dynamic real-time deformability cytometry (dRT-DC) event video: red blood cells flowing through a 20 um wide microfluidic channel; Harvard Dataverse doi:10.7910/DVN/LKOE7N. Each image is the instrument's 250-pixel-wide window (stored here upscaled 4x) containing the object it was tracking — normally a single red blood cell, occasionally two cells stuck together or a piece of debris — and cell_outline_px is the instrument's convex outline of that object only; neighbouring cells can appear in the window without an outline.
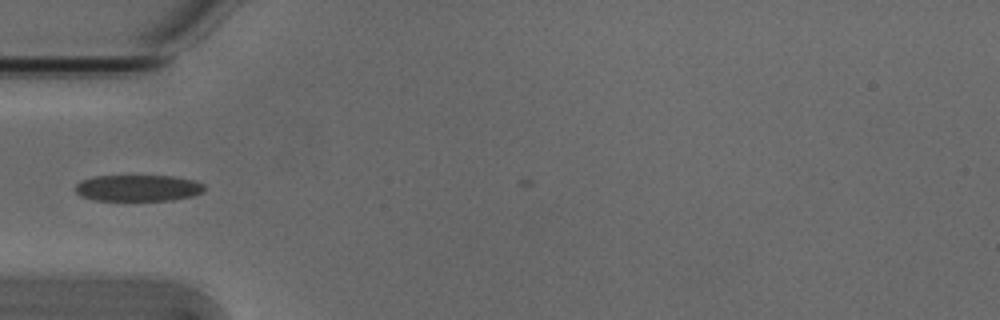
{"species": "Egyptian fruit bat (a non-hibernating species)", "species_latin": "Rousettus aegyptiacus", "temperature_condition": "cold", "stored_images_in_passage": 2, "camera_frame_rate_fps": 3000, "um_per_image_px": 0.085, "animal": {"sex": "male"}, "frame": {"image": 1, "passage_image": 1, "time_ms": 0.0, "image_size_px": [1000, 320], "cell_outline_px": [[204, 192], [192, 196], [172, 200], [92, 200], [80, 196], [76, 192], [76, 184], [80, 180], [96, 176], [172, 176], [196, 180], [204, 184]], "centroid_in_image_um": [11.74, 15.98], "position_along_channel_um": 73.3, "area_um2": 19.94}}